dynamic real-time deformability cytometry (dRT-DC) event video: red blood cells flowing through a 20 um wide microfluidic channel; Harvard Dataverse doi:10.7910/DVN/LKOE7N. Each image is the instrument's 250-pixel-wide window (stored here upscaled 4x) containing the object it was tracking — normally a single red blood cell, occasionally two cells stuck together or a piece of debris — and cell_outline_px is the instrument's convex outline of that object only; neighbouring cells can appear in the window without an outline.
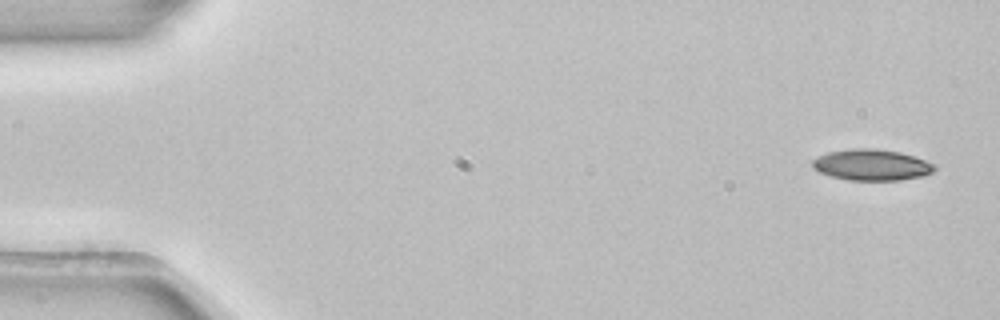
{"species": "common noctule bat (a hibernating species)", "species_latin": "Nyctalus noctula", "temperature_condition": "room temperature", "stored_images_in_passage": 5, "camera_frame_rate_fps": 3000, "um_per_image_px": 0.085, "animal": {"sex": "female", "body_mass_g": 22.7, "forearm_length_mm": 54.2}, "frame": {"image": 1, "passage_image": 1, "time_ms": 0.0, "image_size_px": [1000, 320], "cell_outline_px": [[936, 168], [932, 172], [924, 176], [900, 180], [848, 180], [832, 176], [820, 172], [812, 168], [812, 160], [828, 152], [852, 148], [876, 148], [900, 152], [916, 156], [936, 164]], "centroid_in_image_um": [74.13, 14.01], "position_along_channel_um": 10.9, "area_um2": 22.31}}
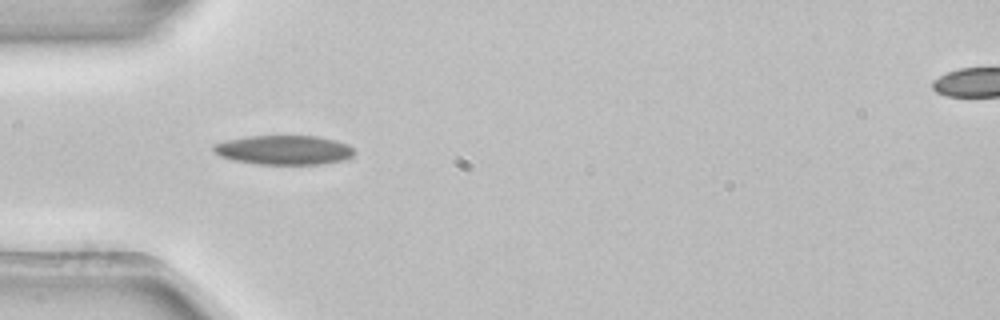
{"frame": {"image": 2, "passage_image": 4, "time_ms": 1.0, "image_size_px": [1000, 320], "cell_outline_px": [[356, 152], [352, 156], [344, 160], [320, 164], [256, 164], [232, 160], [220, 156], [212, 152], [212, 144], [228, 140], [248, 136], [320, 136], [336, 140], [348, 144]], "centroid_in_image_um": [24.12, 12.75], "position_along_channel_um": 60.9, "area_um2": 24.28}}